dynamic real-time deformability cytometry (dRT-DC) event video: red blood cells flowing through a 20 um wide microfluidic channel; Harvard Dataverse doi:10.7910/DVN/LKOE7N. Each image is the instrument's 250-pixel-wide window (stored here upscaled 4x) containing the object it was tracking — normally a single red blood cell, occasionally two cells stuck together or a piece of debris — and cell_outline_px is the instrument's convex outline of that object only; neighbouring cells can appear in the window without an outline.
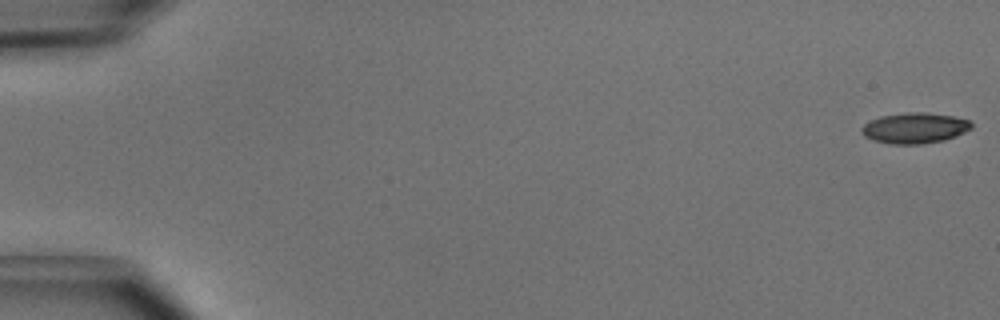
{"species": "common noctule bat (a hibernating species)", "species_latin": "Nyctalus noctula", "temperature_condition": "cold", "stored_images_in_passage": 6, "camera_frame_rate_fps": 3000, "um_per_image_px": 0.085, "animal": {"sex": "male", "body_mass_g": 15.6}, "frame": {"image": 1, "passage_image": 1, "time_ms": 0.0, "image_size_px": [1000, 320], "cell_outline_px": [[972, 128], [956, 136], [944, 140], [920, 144], [888, 144], [872, 140], [864, 136], [860, 132], [860, 128], [864, 124], [880, 116], [908, 112], [928, 112], [952, 116], [968, 120], [972, 124]], "centroid_in_image_um": [77.72, 10.88], "position_along_channel_um": 7.3, "area_um2": 19.71}}
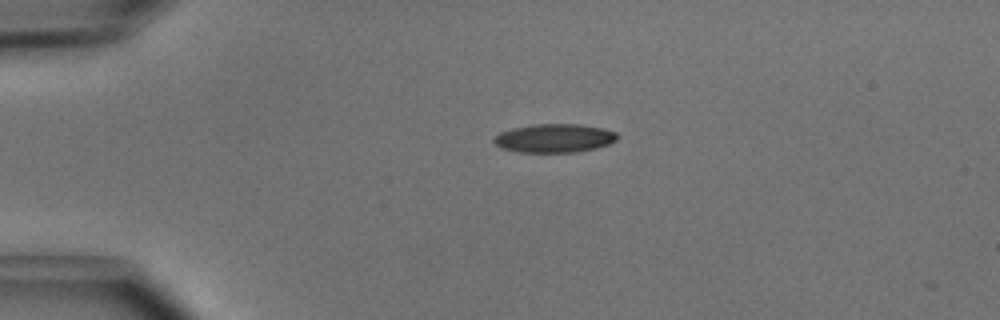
{"frame": {"image": 2, "passage_image": 4, "time_ms": 1.0, "image_size_px": [1000, 320], "cell_outline_px": [[616, 140], [608, 144], [596, 148], [572, 152], [516, 152], [500, 148], [492, 140], [500, 132], [512, 128], [532, 124], [580, 124], [604, 128], [616, 132]], "centroid_in_image_um": [47.09, 11.74], "position_along_channel_um": 37.9, "area_um2": 20.58}}